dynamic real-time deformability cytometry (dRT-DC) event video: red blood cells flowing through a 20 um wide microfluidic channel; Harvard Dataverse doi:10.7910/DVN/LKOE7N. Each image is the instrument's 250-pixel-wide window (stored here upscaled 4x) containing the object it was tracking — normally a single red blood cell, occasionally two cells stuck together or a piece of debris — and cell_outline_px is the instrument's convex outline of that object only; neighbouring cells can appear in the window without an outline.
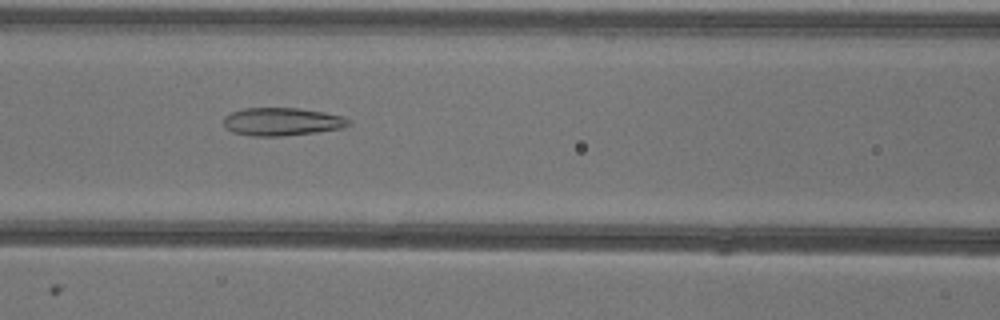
{"species": "common noctule bat (a hibernating species)", "species_latin": "Nyctalus noctula", "temperature_condition": "warm", "stored_images_in_passage": 47, "camera_frame_rate_fps": 3000, "um_per_image_px": 0.085, "animal": {"sex": "female"}, "frame": {"image": 1, "passage_image": 17, "time_ms": 5.333, "image_size_px": [1000, 320], "cell_outline_px": [[352, 124], [344, 128], [316, 132], [284, 136], [252, 136], [232, 132], [224, 124], [224, 116], [232, 112], [244, 108], [296, 108], [324, 112], [344, 116]], "centroid_in_image_um": [23.99, 10.34], "position_along_channel_um": 142.6, "area_um2": 20.4}}
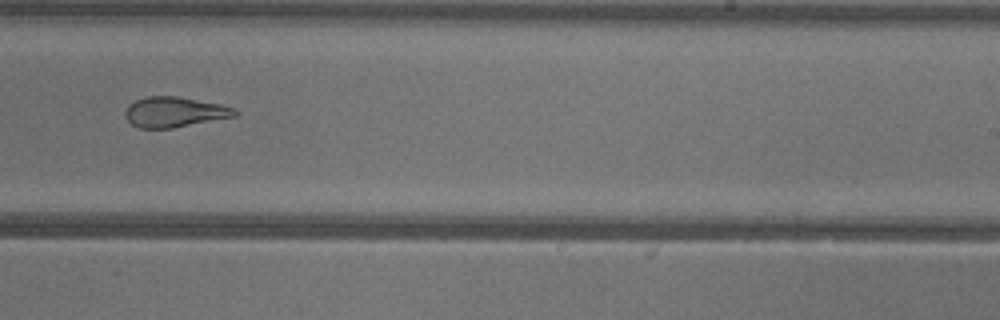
{"frame": {"image": 2, "passage_image": 27, "time_ms": 8.667, "image_size_px": [1000, 320], "cell_outline_px": [[240, 112], [236, 116], [172, 128], [140, 128], [132, 124], [124, 116], [124, 112], [128, 104], [136, 100], [148, 96], [176, 96], [220, 104], [232, 108]], "centroid_in_image_um": [14.81, 9.52], "position_along_channel_um": 274.2, "area_um2": 19.25}}
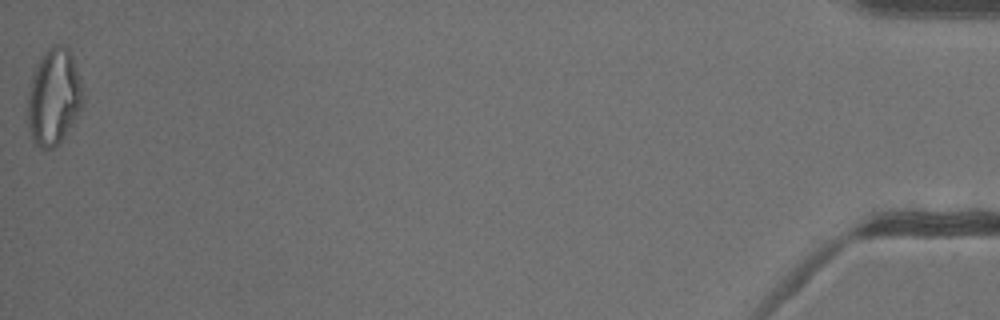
{"frame": {"image": 3, "passage_image": 47, "time_ms": 15.333, "image_size_px": [1000, 320], "cell_outline_px": [[84, 100], [80, 108], [64, 136], [52, 148], [40, 148], [32, 144], [28, 124], [28, 92], [36, 68], [44, 52], [52, 44], [60, 44], [68, 48], [72, 56], [80, 80], [84, 96]], "centroid_in_image_um": [4.56, 8.24], "position_along_channel_um": 430.6, "area_um2": 30.52}, "authors_computed_cell_mechanics": {"area_um2": 22.8888, "velocity_mm_per_s": 3.9636, "shape_relaxation_time_tau1_ms": null, "shape_relaxation_time_tau2_ms": 2.1447, "deformation_change_tau1": null, "deformation_change_tau2": 0.1091}}